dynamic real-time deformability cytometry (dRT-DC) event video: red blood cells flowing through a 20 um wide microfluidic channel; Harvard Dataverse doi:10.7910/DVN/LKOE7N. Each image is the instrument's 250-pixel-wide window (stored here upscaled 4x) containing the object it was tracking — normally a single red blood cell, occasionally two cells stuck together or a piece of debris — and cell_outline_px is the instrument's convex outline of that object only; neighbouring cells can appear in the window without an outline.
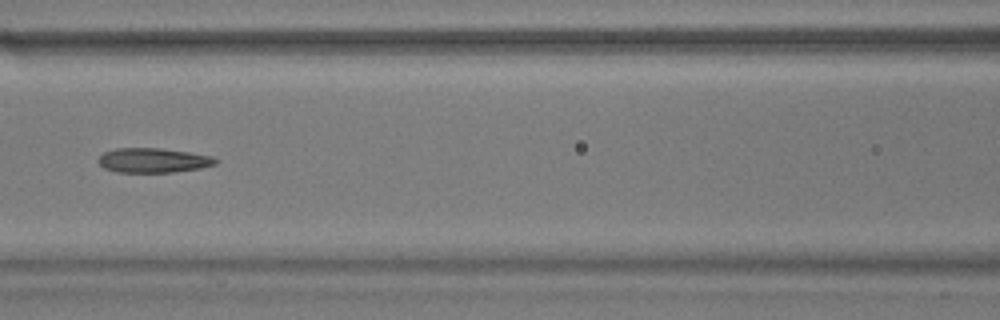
{"species": "common noctule bat (a hibernating species)", "species_latin": "Nyctalus noctula", "temperature_condition": "warm", "stored_images_in_passage": 9, "camera_frame_rate_fps": 3000, "um_per_image_px": 0.085, "animal": {"sex": "male", "body_mass_g": 17.9}, "frame": {"image": 1, "passage_image": 6, "time_ms": 1.667, "image_size_px": [1000, 320], "cell_outline_px": [[220, 160], [216, 164], [200, 168], [172, 172], [116, 172], [104, 168], [96, 160], [104, 152], [116, 148], [160, 148], [188, 152], [212, 156]], "centroid_in_image_um": [13.02, 13.63], "position_along_channel_um": 153.6, "area_um2": 16.82}}